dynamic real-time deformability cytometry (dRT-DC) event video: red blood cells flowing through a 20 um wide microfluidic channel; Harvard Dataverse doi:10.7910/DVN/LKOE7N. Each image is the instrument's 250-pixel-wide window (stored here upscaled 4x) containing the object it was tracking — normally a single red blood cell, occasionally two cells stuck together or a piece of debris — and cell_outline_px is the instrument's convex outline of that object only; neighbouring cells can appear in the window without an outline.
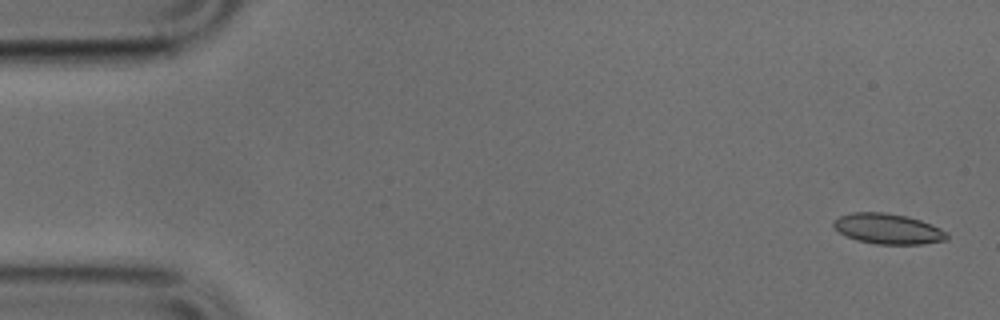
{"species": "common noctule bat (a hibernating species)", "species_latin": "Nyctalus noctula", "temperature_condition": "cold", "stored_images_in_passage": 6, "camera_frame_rate_fps": 3000, "um_per_image_px": 0.085, "animal": {"sex": "male", "body_mass_g": 17.9, "forearm_length_mm": 54.2}, "frame": {"image": 1, "passage_image": 2, "time_ms": 0.333, "image_size_px": [1000, 320], "cell_outline_px": [[948, 240], [924, 244], [876, 244], [856, 240], [840, 232], [832, 224], [840, 216], [852, 212], [884, 212], [908, 216], [932, 224], [948, 232]], "centroid_in_image_um": [75.53, 19.45], "position_along_channel_um": 9.5, "area_um2": 20.11}}